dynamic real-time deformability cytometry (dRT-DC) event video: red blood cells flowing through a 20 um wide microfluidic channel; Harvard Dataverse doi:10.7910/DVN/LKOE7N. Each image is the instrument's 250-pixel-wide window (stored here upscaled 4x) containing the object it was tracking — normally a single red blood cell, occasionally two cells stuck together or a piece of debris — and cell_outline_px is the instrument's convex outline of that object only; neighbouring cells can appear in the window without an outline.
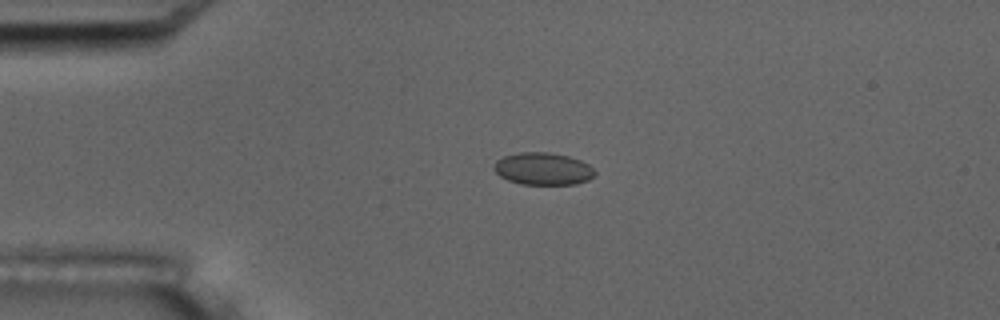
{"species": "common noctule bat (a hibernating species)", "species_latin": "Nyctalus noctula", "temperature_condition": "room temperature", "stored_images_in_passage": 6, "camera_frame_rate_fps": 3000, "um_per_image_px": 0.085, "animal": {"sex": "male", "body_mass_g": 17.5, "forearm_length_mm": 52.3}, "frame": {"image": 1, "passage_image": 4, "time_ms": 3.333, "image_size_px": [1000, 320], "cell_outline_px": [[596, 176], [588, 180], [576, 184], [520, 184], [508, 180], [500, 176], [492, 168], [496, 160], [504, 156], [520, 152], [548, 152], [568, 156], [580, 160], [588, 164], [596, 172]], "centroid_in_image_um": [46.16, 14.35], "position_along_channel_um": 38.8, "area_um2": 19.07}}